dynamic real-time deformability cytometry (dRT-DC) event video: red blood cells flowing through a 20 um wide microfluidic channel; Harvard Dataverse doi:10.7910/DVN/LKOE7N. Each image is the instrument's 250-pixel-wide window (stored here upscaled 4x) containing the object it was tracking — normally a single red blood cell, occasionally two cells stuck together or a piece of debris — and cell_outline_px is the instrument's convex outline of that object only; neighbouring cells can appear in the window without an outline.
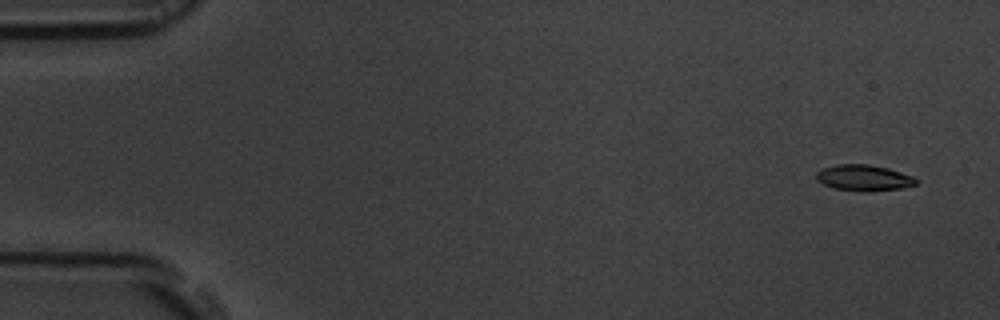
{"species": "common noctule bat (a hibernating species)", "species_latin": "Nyctalus noctula", "temperature_condition": "room temperature", "stored_images_in_passage": 5, "camera_frame_rate_fps": 3000, "um_per_image_px": 0.085, "animal": {"sex": "male", "body_mass_g": 19.5, "forearm_length_mm": 54.6}, "frame": {"image": 1, "passage_image": 1, "time_ms": 0.0, "image_size_px": [1000, 320], "cell_outline_px": [[916, 184], [900, 188], [868, 192], [860, 192], [832, 188], [816, 180], [816, 172], [820, 168], [836, 164], [868, 164], [888, 168], [912, 176], [916, 180]], "centroid_in_image_um": [73.35, 15.11], "position_along_channel_um": 11.6, "area_um2": 15.26}}
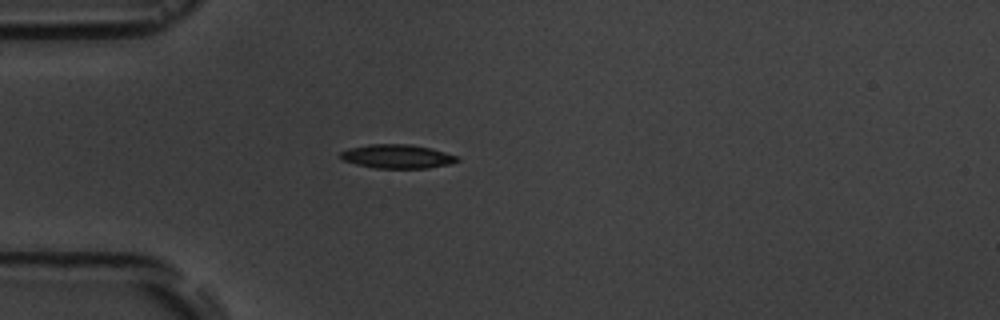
{"frame": {"image": 2, "passage_image": 5, "time_ms": 4.333, "image_size_px": [1000, 320], "cell_outline_px": [[460, 160], [448, 164], [428, 168], [376, 168], [356, 164], [344, 160], [340, 156], [340, 152], [348, 148], [368, 144], [412, 144], [432, 148], [460, 156]], "centroid_in_image_um": [33.8, 13.28], "position_along_channel_um": 51.2, "area_um2": 16.36}}